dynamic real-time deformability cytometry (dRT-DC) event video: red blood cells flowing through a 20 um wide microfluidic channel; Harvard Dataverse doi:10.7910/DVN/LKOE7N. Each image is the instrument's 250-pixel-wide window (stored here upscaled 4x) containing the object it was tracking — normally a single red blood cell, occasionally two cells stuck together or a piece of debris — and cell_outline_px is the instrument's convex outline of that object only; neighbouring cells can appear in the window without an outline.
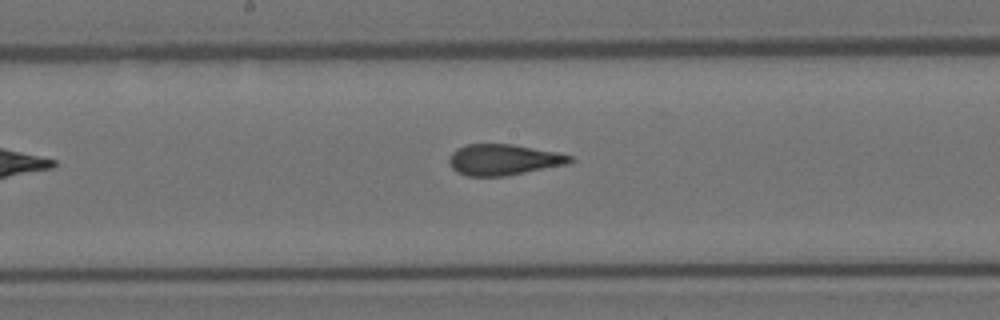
{"species": "Egyptian fruit bat (a non-hibernating species)", "species_latin": "Rousettus aegyptiacus", "temperature_condition": "room temperature", "stored_images_in_passage": 7, "camera_frame_rate_fps": 3000, "um_per_image_px": 0.085, "animal": {"sex": "female"}, "frame": {"image": 1, "passage_image": 6, "time_ms": 1.667, "image_size_px": [1000, 320], "cell_outline_px": [[576, 160], [568, 164], [504, 176], [468, 176], [456, 172], [452, 168], [448, 160], [448, 156], [456, 148], [468, 144], [512, 144], [556, 152], [572, 156]], "centroid_in_image_um": [42.78, 13.57], "position_along_channel_um": 205.4, "area_um2": 21.85}}
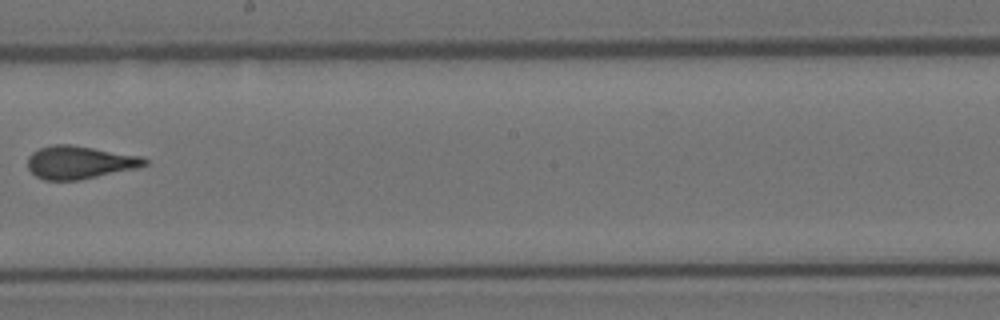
{"frame": {"image": 2, "passage_image": 7, "time_ms": 2.0, "image_size_px": [1000, 320], "cell_outline_px": [[148, 164], [136, 168], [80, 180], [44, 180], [36, 176], [28, 168], [28, 156], [32, 152], [40, 148], [52, 144], [68, 144], [140, 156], [148, 160]], "centroid_in_image_um": [6.73, 13.8], "position_along_channel_um": 241.5, "area_um2": 22.25}}